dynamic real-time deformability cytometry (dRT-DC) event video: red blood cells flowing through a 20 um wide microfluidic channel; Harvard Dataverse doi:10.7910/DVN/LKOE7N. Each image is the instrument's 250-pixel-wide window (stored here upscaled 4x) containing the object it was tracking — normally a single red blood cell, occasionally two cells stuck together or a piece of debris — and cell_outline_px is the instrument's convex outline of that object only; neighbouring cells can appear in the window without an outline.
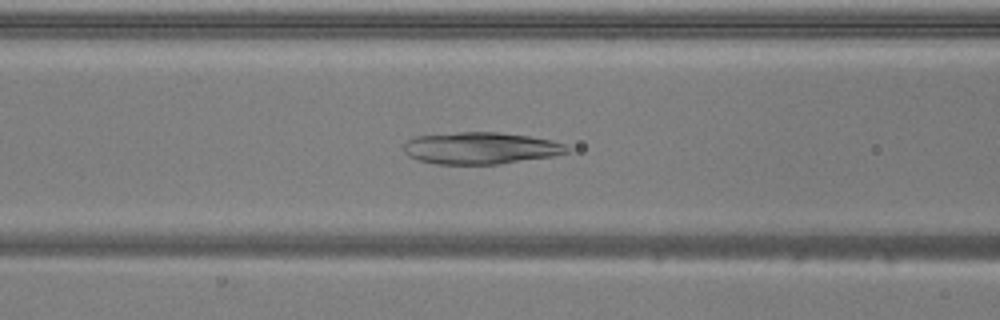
{"species": "common noctule bat (a hibernating species)", "species_latin": "Nyctalus noctula", "temperature_condition": "warm", "stored_images_in_passage": 43, "camera_frame_rate_fps": 3000, "um_per_image_px": 0.085, "animal": {"sex": "male", "body_mass_g": 20.5, "forearm_length_mm": 52.5}, "frame": {"image": 1, "passage_image": 13, "time_ms": 4.0, "image_size_px": [1000, 320], "cell_outline_px": [[568, 152], [552, 156], [500, 164], [436, 164], [420, 160], [408, 156], [404, 152], [404, 144], [408, 140], [416, 136], [460, 132], [500, 132], [528, 136], [552, 140], [564, 144], [568, 148]], "centroid_in_image_um": [40.84, 12.59], "position_along_channel_um": 125.8, "area_um2": 30.23}}
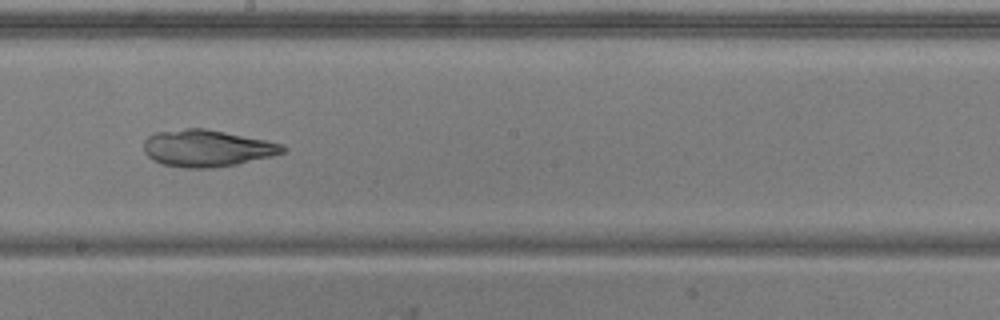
{"frame": {"image": 2, "passage_image": 21, "time_ms": 6.667, "image_size_px": [1000, 320], "cell_outline_px": [[288, 152], [272, 156], [236, 164], [212, 168], [184, 168], [164, 164], [152, 160], [144, 152], [144, 140], [148, 136], [156, 132], [184, 128], [204, 128], [268, 140], [284, 144], [288, 148]], "centroid_in_image_um": [17.63, 12.59], "position_along_channel_um": 230.6, "area_um2": 30.11}}
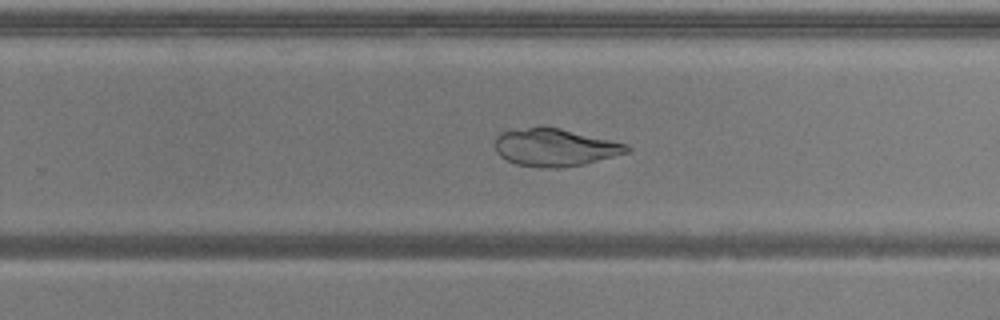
{"frame": {"image": 3, "passage_image": 25, "time_ms": 8.0, "image_size_px": [1000, 320], "cell_outline_px": [[632, 152], [584, 164], [556, 168], [540, 168], [516, 164], [500, 156], [496, 152], [496, 136], [500, 132], [508, 128], [536, 124], [544, 124], [628, 144], [632, 148]], "centroid_in_image_um": [47.14, 12.48], "position_along_channel_um": 282.7, "area_um2": 29.94}}